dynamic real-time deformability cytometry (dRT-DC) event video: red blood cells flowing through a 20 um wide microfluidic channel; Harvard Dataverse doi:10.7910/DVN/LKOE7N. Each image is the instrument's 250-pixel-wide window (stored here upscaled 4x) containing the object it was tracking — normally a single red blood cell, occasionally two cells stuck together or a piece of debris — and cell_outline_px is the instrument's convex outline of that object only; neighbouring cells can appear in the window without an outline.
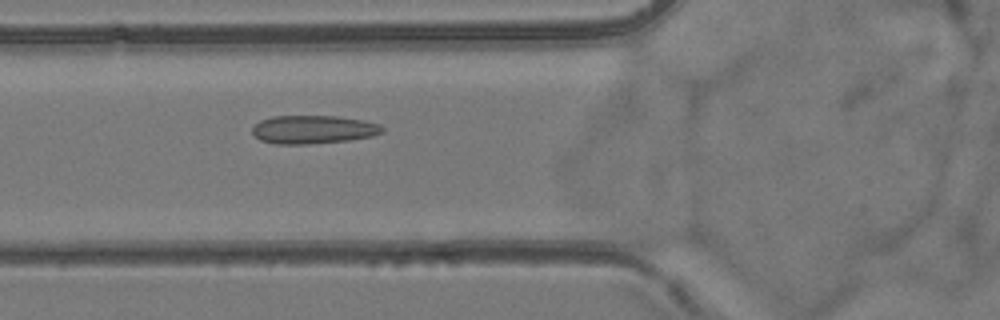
{"species": "common noctule bat (a hibernating species)", "species_latin": "Nyctalus noctula", "temperature_condition": "room temperature", "stored_images_in_passage": 55, "camera_frame_rate_fps": 3000, "um_per_image_px": 0.085, "animal": {"sex": "female", "body_mass_g": 24.6, "forearm_length_mm": 56.2}, "frame": {"image": 1, "passage_image": 21, "time_ms": 6.667, "image_size_px": [1000, 320], "cell_outline_px": [[384, 132], [372, 136], [348, 140], [308, 144], [276, 144], [260, 140], [252, 132], [252, 128], [260, 120], [272, 116], [336, 116], [364, 120], [380, 124], [384, 128]], "centroid_in_image_um": [26.64, 11.0], "position_along_channel_um": 99.2, "area_um2": 21.5}}
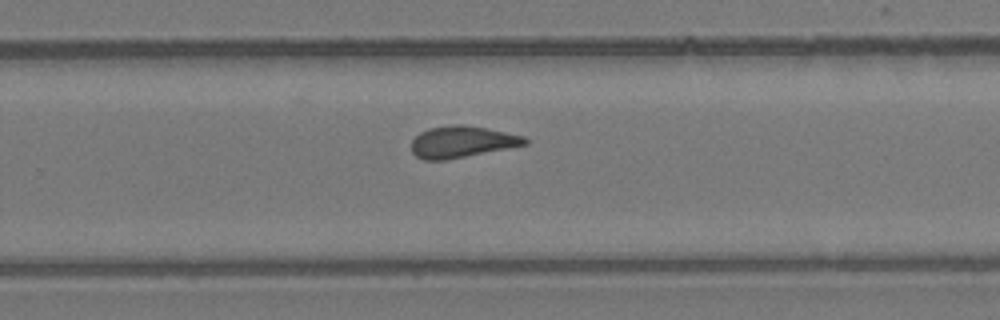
{"frame": {"image": 2, "passage_image": 36, "time_ms": 11.667, "image_size_px": [1000, 320], "cell_outline_px": [[528, 144], [444, 160], [424, 160], [416, 156], [412, 152], [412, 140], [420, 132], [428, 128], [452, 124], [464, 124], [524, 136], [528, 140]], "centroid_in_image_um": [39.23, 12.05], "position_along_channel_um": 290.6, "area_um2": 20.63}}
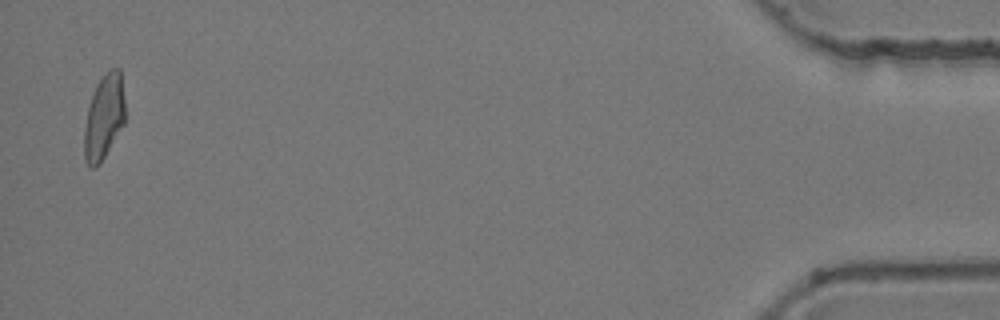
{"frame": {"image": 3, "passage_image": 54, "time_ms": 17.667, "image_size_px": [1000, 320], "cell_outline_px": [[124, 124], [100, 164], [96, 168], [88, 168], [84, 160], [84, 128], [88, 104], [92, 92], [96, 84], [112, 68], [120, 68], [124, 100]], "centroid_in_image_um": [8.81, 10.0], "position_along_channel_um": 426.4, "area_um2": 20.35}, "authors_computed_cell_mechanics": {"area_um2": 21.2126, "velocity_mm_per_s": 3.8309, "shape_relaxation_time_tau1_ms": null, "shape_relaxation_time_tau2_ms": 1.5152, "deformation_change_tau1": null, "deformation_change_tau2": 0.1129}}